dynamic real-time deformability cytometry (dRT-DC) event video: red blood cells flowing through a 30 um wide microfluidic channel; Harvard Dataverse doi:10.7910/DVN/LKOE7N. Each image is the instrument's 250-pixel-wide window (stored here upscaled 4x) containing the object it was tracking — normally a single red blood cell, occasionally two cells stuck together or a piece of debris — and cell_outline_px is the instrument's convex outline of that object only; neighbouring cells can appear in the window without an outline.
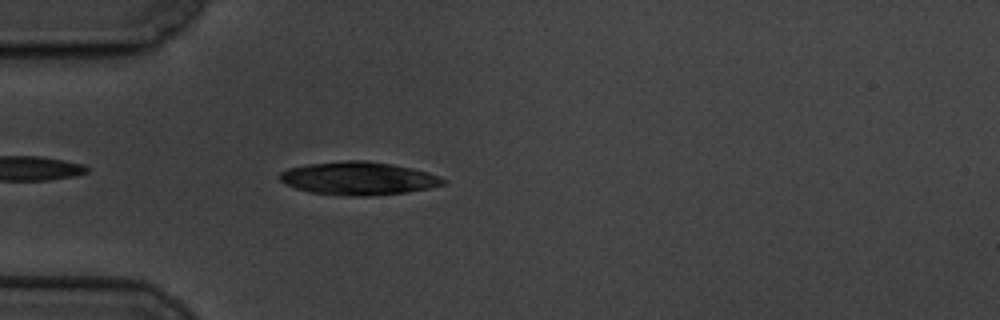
{"species": "common noctule bat (a hibernating species)", "species_latin": "Nyctalus noctula", "temperature_condition": "cold", "stored_images_in_passage": 3, "camera_frame_rate_fps": 3000, "um_per_image_px": 0.085, "animal": {"sex": "male", "body_mass_g": 19.5, "forearm_length_mm": 54.6}, "frame": {"image": 1, "passage_image": 3, "time_ms": 2.333, "image_size_px": [1000, 320], "cell_outline_px": [[448, 184], [408, 192], [368, 196], [352, 196], [308, 192], [296, 188], [280, 180], [276, 176], [280, 172], [288, 168], [304, 164], [344, 160], [364, 160], [392, 164], [412, 168], [428, 172], [440, 176], [448, 180]], "centroid_in_image_um": [30.48, 15.15], "position_along_channel_um": 54.5, "area_um2": 31.85}}